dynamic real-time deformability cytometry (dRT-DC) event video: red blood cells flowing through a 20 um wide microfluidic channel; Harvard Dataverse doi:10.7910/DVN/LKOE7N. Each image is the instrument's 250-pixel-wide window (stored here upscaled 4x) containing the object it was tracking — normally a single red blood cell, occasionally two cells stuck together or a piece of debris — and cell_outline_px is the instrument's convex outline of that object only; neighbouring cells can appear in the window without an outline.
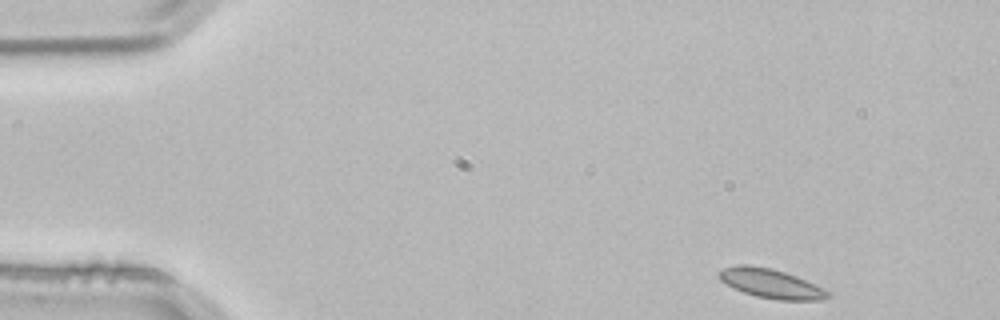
{"species": "common noctule bat (a hibernating species)", "species_latin": "Nyctalus noctula", "temperature_condition": "room temperature", "stored_images_in_passage": 4, "segment_of_instrument_passage": [1, 2], "camera_frame_rate_fps": 3000, "um_per_image_px": 0.085, "animal": {"sex": "male", "body_mass_g": 21.5, "forearm_length_mm": 52.0}, "frame": {"image": 1, "passage_image": 1, "time_ms": 0.0, "image_size_px": [1000, 320], "cell_outline_px": [[832, 296], [824, 300], [776, 300], [756, 296], [744, 292], [720, 280], [720, 272], [724, 268], [736, 264], [748, 264], [772, 268], [796, 276], [824, 288], [832, 292]], "centroid_in_image_um": [65.61, 24.1], "position_along_channel_um": 19.4, "area_um2": 18.55}}